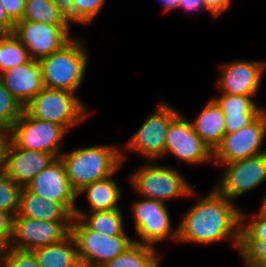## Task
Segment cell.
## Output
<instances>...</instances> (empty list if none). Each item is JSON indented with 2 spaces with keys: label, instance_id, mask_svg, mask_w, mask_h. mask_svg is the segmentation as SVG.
I'll list each match as a JSON object with an SVG mask.
<instances>
[{
  "label": "cell",
  "instance_id": "obj_40",
  "mask_svg": "<svg viewBox=\"0 0 266 267\" xmlns=\"http://www.w3.org/2000/svg\"><path fill=\"white\" fill-rule=\"evenodd\" d=\"M178 8L185 9L191 12H199L205 10L203 0H179Z\"/></svg>",
  "mask_w": 266,
  "mask_h": 267
},
{
  "label": "cell",
  "instance_id": "obj_2",
  "mask_svg": "<svg viewBox=\"0 0 266 267\" xmlns=\"http://www.w3.org/2000/svg\"><path fill=\"white\" fill-rule=\"evenodd\" d=\"M58 158L76 194L85 186L112 175L122 165L120 147L111 144L73 149Z\"/></svg>",
  "mask_w": 266,
  "mask_h": 267
},
{
  "label": "cell",
  "instance_id": "obj_30",
  "mask_svg": "<svg viewBox=\"0 0 266 267\" xmlns=\"http://www.w3.org/2000/svg\"><path fill=\"white\" fill-rule=\"evenodd\" d=\"M248 213L241 212V240L240 241H261L266 239V213L258 210L257 214L248 219Z\"/></svg>",
  "mask_w": 266,
  "mask_h": 267
},
{
  "label": "cell",
  "instance_id": "obj_17",
  "mask_svg": "<svg viewBox=\"0 0 266 267\" xmlns=\"http://www.w3.org/2000/svg\"><path fill=\"white\" fill-rule=\"evenodd\" d=\"M25 187L46 200L61 203L72 215L74 214L77 207V194L70 187L65 168L59 158H56Z\"/></svg>",
  "mask_w": 266,
  "mask_h": 267
},
{
  "label": "cell",
  "instance_id": "obj_42",
  "mask_svg": "<svg viewBox=\"0 0 266 267\" xmlns=\"http://www.w3.org/2000/svg\"><path fill=\"white\" fill-rule=\"evenodd\" d=\"M259 210H261L262 212H265L266 213V195L263 198V201H262V203L260 205V209Z\"/></svg>",
  "mask_w": 266,
  "mask_h": 267
},
{
  "label": "cell",
  "instance_id": "obj_23",
  "mask_svg": "<svg viewBox=\"0 0 266 267\" xmlns=\"http://www.w3.org/2000/svg\"><path fill=\"white\" fill-rule=\"evenodd\" d=\"M73 218H80L91 230L102 235H127L122 209L86 212L76 207Z\"/></svg>",
  "mask_w": 266,
  "mask_h": 267
},
{
  "label": "cell",
  "instance_id": "obj_32",
  "mask_svg": "<svg viewBox=\"0 0 266 267\" xmlns=\"http://www.w3.org/2000/svg\"><path fill=\"white\" fill-rule=\"evenodd\" d=\"M106 0H73L74 23L89 25L101 12Z\"/></svg>",
  "mask_w": 266,
  "mask_h": 267
},
{
  "label": "cell",
  "instance_id": "obj_33",
  "mask_svg": "<svg viewBox=\"0 0 266 267\" xmlns=\"http://www.w3.org/2000/svg\"><path fill=\"white\" fill-rule=\"evenodd\" d=\"M2 251V267H40L33 251L7 247Z\"/></svg>",
  "mask_w": 266,
  "mask_h": 267
},
{
  "label": "cell",
  "instance_id": "obj_4",
  "mask_svg": "<svg viewBox=\"0 0 266 267\" xmlns=\"http://www.w3.org/2000/svg\"><path fill=\"white\" fill-rule=\"evenodd\" d=\"M130 184L138 196L166 203L175 198H188L198 195L196 185H191L176 168L147 162L131 175Z\"/></svg>",
  "mask_w": 266,
  "mask_h": 267
},
{
  "label": "cell",
  "instance_id": "obj_6",
  "mask_svg": "<svg viewBox=\"0 0 266 267\" xmlns=\"http://www.w3.org/2000/svg\"><path fill=\"white\" fill-rule=\"evenodd\" d=\"M180 112L166 102H159L155 112L141 124L121 150L122 164L126 161L128 151L140 154L147 162L163 159L166 134L171 121ZM125 150V151H124ZM127 151V152H126Z\"/></svg>",
  "mask_w": 266,
  "mask_h": 267
},
{
  "label": "cell",
  "instance_id": "obj_18",
  "mask_svg": "<svg viewBox=\"0 0 266 267\" xmlns=\"http://www.w3.org/2000/svg\"><path fill=\"white\" fill-rule=\"evenodd\" d=\"M0 79L22 107L44 88L38 60L30 59L24 64L10 68L0 74Z\"/></svg>",
  "mask_w": 266,
  "mask_h": 267
},
{
  "label": "cell",
  "instance_id": "obj_41",
  "mask_svg": "<svg viewBox=\"0 0 266 267\" xmlns=\"http://www.w3.org/2000/svg\"><path fill=\"white\" fill-rule=\"evenodd\" d=\"M159 1L162 2L161 4L164 7L163 9L165 12L178 9L179 0H159Z\"/></svg>",
  "mask_w": 266,
  "mask_h": 267
},
{
  "label": "cell",
  "instance_id": "obj_10",
  "mask_svg": "<svg viewBox=\"0 0 266 267\" xmlns=\"http://www.w3.org/2000/svg\"><path fill=\"white\" fill-rule=\"evenodd\" d=\"M265 138L266 109L248 126L233 133H225L213 151V163H232L263 154L266 152V149H262Z\"/></svg>",
  "mask_w": 266,
  "mask_h": 267
},
{
  "label": "cell",
  "instance_id": "obj_9",
  "mask_svg": "<svg viewBox=\"0 0 266 267\" xmlns=\"http://www.w3.org/2000/svg\"><path fill=\"white\" fill-rule=\"evenodd\" d=\"M66 134L62 126L33 118L23 110L6 136L17 147L53 154L58 158Z\"/></svg>",
  "mask_w": 266,
  "mask_h": 267
},
{
  "label": "cell",
  "instance_id": "obj_20",
  "mask_svg": "<svg viewBox=\"0 0 266 267\" xmlns=\"http://www.w3.org/2000/svg\"><path fill=\"white\" fill-rule=\"evenodd\" d=\"M121 167L123 164L112 175L95 181L78 192L77 198L86 193L90 212L122 208L118 204L122 196V187L116 182L117 180L113 179Z\"/></svg>",
  "mask_w": 266,
  "mask_h": 267
},
{
  "label": "cell",
  "instance_id": "obj_16",
  "mask_svg": "<svg viewBox=\"0 0 266 267\" xmlns=\"http://www.w3.org/2000/svg\"><path fill=\"white\" fill-rule=\"evenodd\" d=\"M217 86L228 95L256 96L266 70V61L233 60L220 66Z\"/></svg>",
  "mask_w": 266,
  "mask_h": 267
},
{
  "label": "cell",
  "instance_id": "obj_25",
  "mask_svg": "<svg viewBox=\"0 0 266 267\" xmlns=\"http://www.w3.org/2000/svg\"><path fill=\"white\" fill-rule=\"evenodd\" d=\"M254 97L221 93L220 96L212 99L225 117H258L264 111V107L258 106Z\"/></svg>",
  "mask_w": 266,
  "mask_h": 267
},
{
  "label": "cell",
  "instance_id": "obj_1",
  "mask_svg": "<svg viewBox=\"0 0 266 267\" xmlns=\"http://www.w3.org/2000/svg\"><path fill=\"white\" fill-rule=\"evenodd\" d=\"M241 212L214 187L197 197L177 225V242L210 245L230 240L239 251L241 240Z\"/></svg>",
  "mask_w": 266,
  "mask_h": 267
},
{
  "label": "cell",
  "instance_id": "obj_37",
  "mask_svg": "<svg viewBox=\"0 0 266 267\" xmlns=\"http://www.w3.org/2000/svg\"><path fill=\"white\" fill-rule=\"evenodd\" d=\"M257 117H225V133H233L248 126Z\"/></svg>",
  "mask_w": 266,
  "mask_h": 267
},
{
  "label": "cell",
  "instance_id": "obj_27",
  "mask_svg": "<svg viewBox=\"0 0 266 267\" xmlns=\"http://www.w3.org/2000/svg\"><path fill=\"white\" fill-rule=\"evenodd\" d=\"M30 59L27 49L13 34L0 35V74Z\"/></svg>",
  "mask_w": 266,
  "mask_h": 267
},
{
  "label": "cell",
  "instance_id": "obj_38",
  "mask_svg": "<svg viewBox=\"0 0 266 267\" xmlns=\"http://www.w3.org/2000/svg\"><path fill=\"white\" fill-rule=\"evenodd\" d=\"M54 5L63 17L70 23H74V4L73 0H53Z\"/></svg>",
  "mask_w": 266,
  "mask_h": 267
},
{
  "label": "cell",
  "instance_id": "obj_12",
  "mask_svg": "<svg viewBox=\"0 0 266 267\" xmlns=\"http://www.w3.org/2000/svg\"><path fill=\"white\" fill-rule=\"evenodd\" d=\"M173 155L179 162L203 165L213 162V152L195 133L190 120L179 113L170 123L165 139L164 158Z\"/></svg>",
  "mask_w": 266,
  "mask_h": 267
},
{
  "label": "cell",
  "instance_id": "obj_22",
  "mask_svg": "<svg viewBox=\"0 0 266 267\" xmlns=\"http://www.w3.org/2000/svg\"><path fill=\"white\" fill-rule=\"evenodd\" d=\"M40 267H78L77 246L70 234L64 240L33 250Z\"/></svg>",
  "mask_w": 266,
  "mask_h": 267
},
{
  "label": "cell",
  "instance_id": "obj_29",
  "mask_svg": "<svg viewBox=\"0 0 266 267\" xmlns=\"http://www.w3.org/2000/svg\"><path fill=\"white\" fill-rule=\"evenodd\" d=\"M21 189L0 169V211L17 215Z\"/></svg>",
  "mask_w": 266,
  "mask_h": 267
},
{
  "label": "cell",
  "instance_id": "obj_14",
  "mask_svg": "<svg viewBox=\"0 0 266 267\" xmlns=\"http://www.w3.org/2000/svg\"><path fill=\"white\" fill-rule=\"evenodd\" d=\"M55 159L53 154L17 147L6 135L3 138L0 169L21 187H25Z\"/></svg>",
  "mask_w": 266,
  "mask_h": 267
},
{
  "label": "cell",
  "instance_id": "obj_44",
  "mask_svg": "<svg viewBox=\"0 0 266 267\" xmlns=\"http://www.w3.org/2000/svg\"><path fill=\"white\" fill-rule=\"evenodd\" d=\"M0 267H2V251L0 250Z\"/></svg>",
  "mask_w": 266,
  "mask_h": 267
},
{
  "label": "cell",
  "instance_id": "obj_5",
  "mask_svg": "<svg viewBox=\"0 0 266 267\" xmlns=\"http://www.w3.org/2000/svg\"><path fill=\"white\" fill-rule=\"evenodd\" d=\"M77 95L67 90L44 87L23 110L33 118L56 123L70 132L88 116L85 103Z\"/></svg>",
  "mask_w": 266,
  "mask_h": 267
},
{
  "label": "cell",
  "instance_id": "obj_39",
  "mask_svg": "<svg viewBox=\"0 0 266 267\" xmlns=\"http://www.w3.org/2000/svg\"><path fill=\"white\" fill-rule=\"evenodd\" d=\"M15 22L8 16L0 0V35L12 34Z\"/></svg>",
  "mask_w": 266,
  "mask_h": 267
},
{
  "label": "cell",
  "instance_id": "obj_11",
  "mask_svg": "<svg viewBox=\"0 0 266 267\" xmlns=\"http://www.w3.org/2000/svg\"><path fill=\"white\" fill-rule=\"evenodd\" d=\"M71 26L19 20L15 22L12 34L27 49L29 57L39 61L60 50L73 38Z\"/></svg>",
  "mask_w": 266,
  "mask_h": 267
},
{
  "label": "cell",
  "instance_id": "obj_21",
  "mask_svg": "<svg viewBox=\"0 0 266 267\" xmlns=\"http://www.w3.org/2000/svg\"><path fill=\"white\" fill-rule=\"evenodd\" d=\"M225 115L216 102L211 99L190 122L195 133L213 152L225 135Z\"/></svg>",
  "mask_w": 266,
  "mask_h": 267
},
{
  "label": "cell",
  "instance_id": "obj_19",
  "mask_svg": "<svg viewBox=\"0 0 266 267\" xmlns=\"http://www.w3.org/2000/svg\"><path fill=\"white\" fill-rule=\"evenodd\" d=\"M16 216L41 221H72L73 215L61 204L30 192L22 187Z\"/></svg>",
  "mask_w": 266,
  "mask_h": 267
},
{
  "label": "cell",
  "instance_id": "obj_13",
  "mask_svg": "<svg viewBox=\"0 0 266 267\" xmlns=\"http://www.w3.org/2000/svg\"><path fill=\"white\" fill-rule=\"evenodd\" d=\"M72 221H41L15 216L9 247L33 251L57 243L71 234Z\"/></svg>",
  "mask_w": 266,
  "mask_h": 267
},
{
  "label": "cell",
  "instance_id": "obj_35",
  "mask_svg": "<svg viewBox=\"0 0 266 267\" xmlns=\"http://www.w3.org/2000/svg\"><path fill=\"white\" fill-rule=\"evenodd\" d=\"M1 2L6 13L14 22L22 20L26 0H1Z\"/></svg>",
  "mask_w": 266,
  "mask_h": 267
},
{
  "label": "cell",
  "instance_id": "obj_7",
  "mask_svg": "<svg viewBox=\"0 0 266 267\" xmlns=\"http://www.w3.org/2000/svg\"><path fill=\"white\" fill-rule=\"evenodd\" d=\"M71 235L79 263L84 267H102L133 243L128 235L106 236L93 231L80 218H73Z\"/></svg>",
  "mask_w": 266,
  "mask_h": 267
},
{
  "label": "cell",
  "instance_id": "obj_31",
  "mask_svg": "<svg viewBox=\"0 0 266 267\" xmlns=\"http://www.w3.org/2000/svg\"><path fill=\"white\" fill-rule=\"evenodd\" d=\"M239 253L243 267H266V239L240 241Z\"/></svg>",
  "mask_w": 266,
  "mask_h": 267
},
{
  "label": "cell",
  "instance_id": "obj_34",
  "mask_svg": "<svg viewBox=\"0 0 266 267\" xmlns=\"http://www.w3.org/2000/svg\"><path fill=\"white\" fill-rule=\"evenodd\" d=\"M13 220L12 214L0 211V250L9 246L13 232Z\"/></svg>",
  "mask_w": 266,
  "mask_h": 267
},
{
  "label": "cell",
  "instance_id": "obj_8",
  "mask_svg": "<svg viewBox=\"0 0 266 267\" xmlns=\"http://www.w3.org/2000/svg\"><path fill=\"white\" fill-rule=\"evenodd\" d=\"M166 204L168 203L146 198L132 203L131 215L136 238L139 239L133 237V242L154 248L166 239L177 242V226H172L171 214Z\"/></svg>",
  "mask_w": 266,
  "mask_h": 267
},
{
  "label": "cell",
  "instance_id": "obj_15",
  "mask_svg": "<svg viewBox=\"0 0 266 267\" xmlns=\"http://www.w3.org/2000/svg\"><path fill=\"white\" fill-rule=\"evenodd\" d=\"M222 165L225 171L214 188L231 202L266 181V152Z\"/></svg>",
  "mask_w": 266,
  "mask_h": 267
},
{
  "label": "cell",
  "instance_id": "obj_24",
  "mask_svg": "<svg viewBox=\"0 0 266 267\" xmlns=\"http://www.w3.org/2000/svg\"><path fill=\"white\" fill-rule=\"evenodd\" d=\"M161 258L154 247L133 242L102 267H160Z\"/></svg>",
  "mask_w": 266,
  "mask_h": 267
},
{
  "label": "cell",
  "instance_id": "obj_36",
  "mask_svg": "<svg viewBox=\"0 0 266 267\" xmlns=\"http://www.w3.org/2000/svg\"><path fill=\"white\" fill-rule=\"evenodd\" d=\"M233 0H203L205 10L212 15V17L217 18L226 12Z\"/></svg>",
  "mask_w": 266,
  "mask_h": 267
},
{
  "label": "cell",
  "instance_id": "obj_26",
  "mask_svg": "<svg viewBox=\"0 0 266 267\" xmlns=\"http://www.w3.org/2000/svg\"><path fill=\"white\" fill-rule=\"evenodd\" d=\"M22 20L51 25H71L58 11L53 0H26Z\"/></svg>",
  "mask_w": 266,
  "mask_h": 267
},
{
  "label": "cell",
  "instance_id": "obj_43",
  "mask_svg": "<svg viewBox=\"0 0 266 267\" xmlns=\"http://www.w3.org/2000/svg\"><path fill=\"white\" fill-rule=\"evenodd\" d=\"M3 138H4V135L0 132V149H1Z\"/></svg>",
  "mask_w": 266,
  "mask_h": 267
},
{
  "label": "cell",
  "instance_id": "obj_28",
  "mask_svg": "<svg viewBox=\"0 0 266 267\" xmlns=\"http://www.w3.org/2000/svg\"><path fill=\"white\" fill-rule=\"evenodd\" d=\"M23 112V107L0 79V132L5 136Z\"/></svg>",
  "mask_w": 266,
  "mask_h": 267
},
{
  "label": "cell",
  "instance_id": "obj_3",
  "mask_svg": "<svg viewBox=\"0 0 266 267\" xmlns=\"http://www.w3.org/2000/svg\"><path fill=\"white\" fill-rule=\"evenodd\" d=\"M81 39L73 36L60 50L39 60L44 87L78 94L88 65V53Z\"/></svg>",
  "mask_w": 266,
  "mask_h": 267
}]
</instances>
